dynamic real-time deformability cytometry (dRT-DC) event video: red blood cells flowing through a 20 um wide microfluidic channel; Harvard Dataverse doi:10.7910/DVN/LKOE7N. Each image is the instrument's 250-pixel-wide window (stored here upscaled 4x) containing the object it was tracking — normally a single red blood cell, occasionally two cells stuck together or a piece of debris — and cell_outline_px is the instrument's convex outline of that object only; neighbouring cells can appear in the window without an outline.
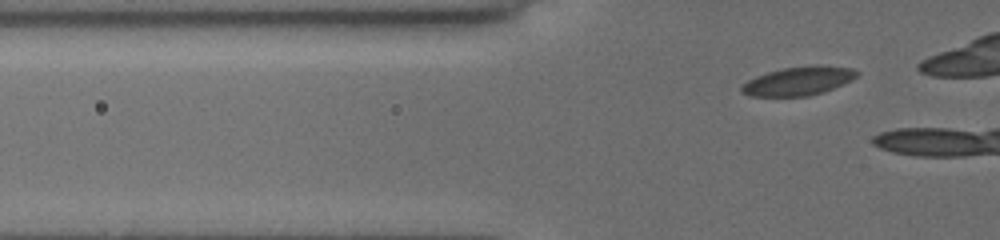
{"species": "common noctule bat (a hibernating species)", "species_latin": "Nyctalus noctula", "temperature_condition": "cold", "stored_images_in_passage": 11, "camera_frame_rate_fps": 3000, "um_per_image_px": 0.085, "animal": {"sex": "female", "body_mass_g": 19.5, "forearm_length_mm": 54.1}, "frame": {"image": 1, "passage_image": 8, "time_ms": 2.333, "image_size_px": [1000, 240], "cell_outline_px": [[860, 72], [856, 76], [824, 92], [808, 96], [752, 96], [740, 92], [740, 88], [748, 80], [756, 76], [768, 72], [784, 68], [816, 64], [852, 68]], "centroid_in_image_um": [67.84, 6.88], "position_along_channel_um": 58.0, "area_um2": 19.07}}